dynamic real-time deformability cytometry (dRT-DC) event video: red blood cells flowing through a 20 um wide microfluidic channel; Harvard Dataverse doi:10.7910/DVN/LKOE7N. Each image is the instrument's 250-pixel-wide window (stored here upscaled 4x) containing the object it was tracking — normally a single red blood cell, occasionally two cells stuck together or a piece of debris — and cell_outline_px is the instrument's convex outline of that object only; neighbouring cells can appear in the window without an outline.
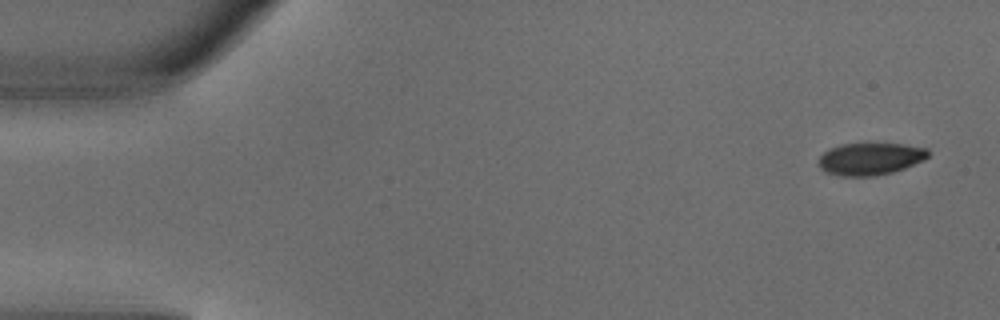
{"species": "common noctule bat (a hibernating species)", "species_latin": "Nyctalus noctula", "temperature_condition": "warm", "stored_images_in_passage": 4, "camera_frame_rate_fps": 3000, "um_per_image_px": 0.085, "animal": {"sex": "male", "body_mass_g": 18.8}, "frame": {"image": 1, "passage_image": 1, "time_ms": 0.0, "image_size_px": [1000, 320], "cell_outline_px": [[928, 156], [924, 160], [904, 168], [892, 172], [876, 176], [840, 176], [824, 172], [820, 168], [820, 156], [824, 152], [840, 144], [900, 144], [928, 148]], "centroid_in_image_um": [73.97, 13.51], "position_along_channel_um": 11.0, "area_um2": 20.4}}
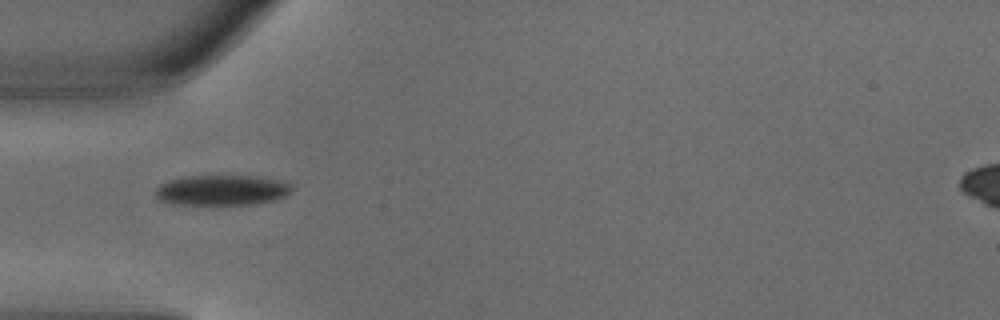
{"frame": {"image": 2, "passage_image": 4, "time_ms": 1.0, "image_size_px": [1000, 320], "cell_outline_px": [[292, 188], [284, 196], [272, 200], [252, 204], [172, 204], [160, 200], [156, 196], [156, 188], [160, 184], [168, 180], [184, 176], [256, 176], [280, 180], [292, 184]], "centroid_in_image_um": [18.82, 16.15], "position_along_channel_um": 66.2, "area_um2": 23.93}}